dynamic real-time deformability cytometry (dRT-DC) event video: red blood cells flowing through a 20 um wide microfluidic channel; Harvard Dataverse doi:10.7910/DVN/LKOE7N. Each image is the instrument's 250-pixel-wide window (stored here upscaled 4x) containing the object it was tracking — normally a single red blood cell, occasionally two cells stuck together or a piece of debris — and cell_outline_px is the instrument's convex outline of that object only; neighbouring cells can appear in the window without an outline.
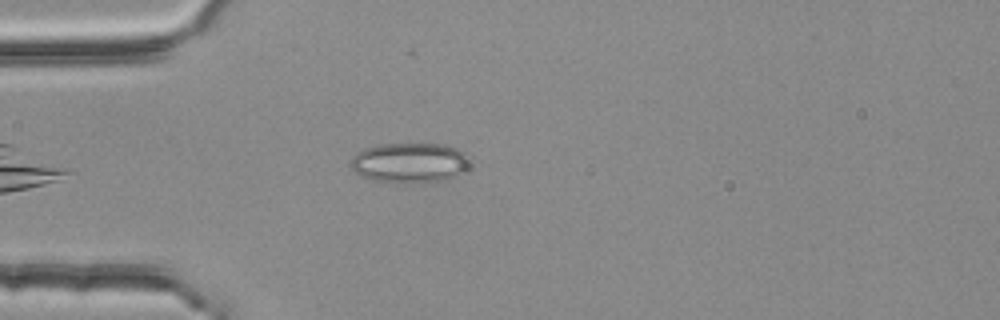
{"species": "common noctule bat (a hibernating species)", "species_latin": "Nyctalus noctula", "temperature_condition": "room temperature", "stored_images_in_passage": 1, "camera_frame_rate_fps": 3000, "um_per_image_px": 0.085, "animal": {"sex": "female", "body_mass_g": 25.1}, "frame": {"image": 1, "passage_image": 1, "time_ms": 0.0, "image_size_px": [1000, 320], "cell_outline_px": [[472, 160], [468, 168], [456, 176], [444, 180], [420, 184], [388, 184], [364, 176], [356, 172], [348, 164], [352, 156], [356, 152], [364, 148], [380, 144], [444, 144], [456, 148], [472, 156]], "centroid_in_image_um": [34.86, 13.85], "position_along_channel_um": 50.1, "area_um2": 28.73}}